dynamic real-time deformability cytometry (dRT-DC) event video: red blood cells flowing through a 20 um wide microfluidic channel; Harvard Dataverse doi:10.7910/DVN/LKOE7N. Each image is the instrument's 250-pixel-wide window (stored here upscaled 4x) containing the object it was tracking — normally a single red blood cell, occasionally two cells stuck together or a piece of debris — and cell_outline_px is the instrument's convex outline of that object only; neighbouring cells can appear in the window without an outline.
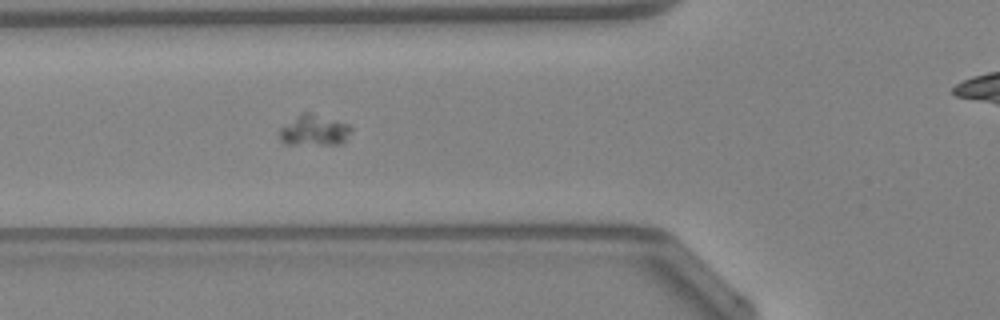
{"species": "Egyptian fruit bat (a non-hibernating species)", "species_latin": "Rousettus aegyptiacus", "temperature_condition": "warm", "stored_images_in_passage": 34, "camera_frame_rate_fps": 3000, "um_per_image_px": 0.085, "animal": {"sex": "female"}, "frame": {"image": 1, "passage_image": 10, "time_ms": 3.0, "image_size_px": [1000, 320], "cell_outline_px": [[352, 128], [344, 140], [340, 144], [284, 144], [280, 140], [280, 128], [304, 112], [308, 112], [348, 124]], "centroid_in_image_um": [26.68, 11.1], "position_along_channel_um": 99.1, "area_um2": 12.43}}